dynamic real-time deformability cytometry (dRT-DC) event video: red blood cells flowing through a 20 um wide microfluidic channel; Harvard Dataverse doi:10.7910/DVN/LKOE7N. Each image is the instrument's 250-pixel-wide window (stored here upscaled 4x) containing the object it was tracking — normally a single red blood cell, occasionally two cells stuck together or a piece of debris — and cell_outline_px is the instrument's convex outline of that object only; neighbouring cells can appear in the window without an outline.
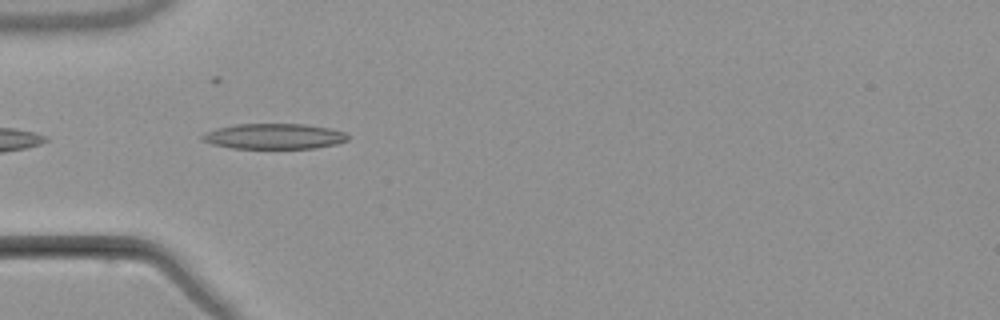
{"species": "common noctule bat (a hibernating species)", "species_latin": "Nyctalus noctula", "temperature_condition": "warm", "stored_images_in_passage": 5, "camera_frame_rate_fps": 3000, "um_per_image_px": 0.085, "animal": {"sex": "male", "body_mass_g": 21.5, "forearm_length_mm": 52.0}, "frame": {"image": 1, "passage_image": 4, "time_ms": 5.333, "image_size_px": [1000, 320], "cell_outline_px": [[348, 140], [336, 144], [316, 148], [232, 148], [212, 144], [200, 140], [200, 136], [204, 132], [216, 128], [236, 124], [304, 124], [328, 128], [344, 132], [348, 136]], "centroid_in_image_um": [23.25, 11.58], "position_along_channel_um": 61.8, "area_um2": 21.62}}
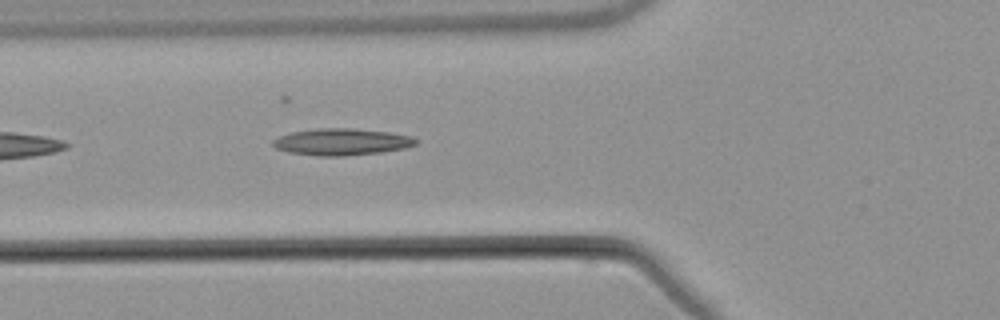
{"frame": {"image": 2, "passage_image": 5, "time_ms": 6.333, "image_size_px": [1000, 320], "cell_outline_px": [[420, 140], [416, 144], [404, 148], [380, 152], [344, 156], [320, 156], [288, 152], [276, 148], [272, 144], [272, 140], [280, 136], [292, 132], [316, 128], [352, 128], [388, 132], [412, 136]], "centroid_in_image_um": [29.05, 12.05], "position_along_channel_um": 96.8, "area_um2": 22.25}}